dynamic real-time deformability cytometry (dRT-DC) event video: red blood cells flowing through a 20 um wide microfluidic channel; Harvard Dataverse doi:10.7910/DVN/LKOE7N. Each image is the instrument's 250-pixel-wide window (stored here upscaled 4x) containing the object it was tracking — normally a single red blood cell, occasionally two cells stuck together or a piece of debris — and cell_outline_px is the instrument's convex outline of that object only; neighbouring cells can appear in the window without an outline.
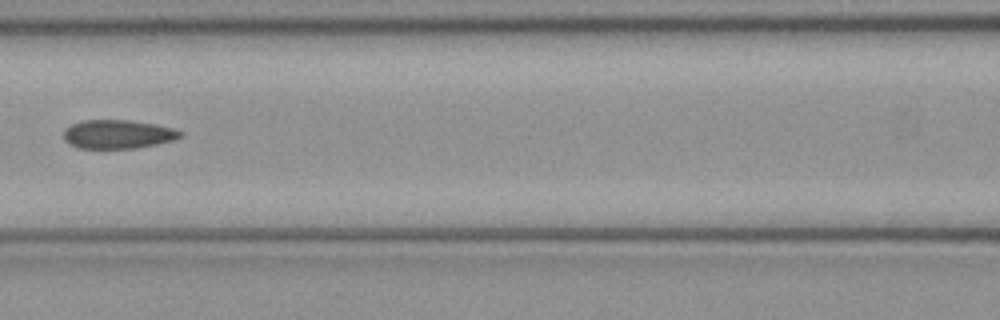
{"species": "common noctule bat (a hibernating species)", "species_latin": "Nyctalus noctula", "temperature_condition": "cold", "stored_images_in_passage": 6, "camera_frame_rate_fps": 3000, "um_per_image_px": 0.085, "animal": {"sex": "female", "body_mass_g": 21.9}, "frame": {"image": 1, "passage_image": 6, "time_ms": 1.667, "image_size_px": [1000, 320], "cell_outline_px": [[184, 136], [172, 140], [156, 144], [136, 148], [76, 148], [68, 144], [64, 140], [64, 128], [72, 124], [84, 120], [128, 120], [156, 124], [172, 128], [184, 132]], "centroid_in_image_um": [10.01, 11.41], "position_along_channel_um": 156.6, "area_um2": 19.65}}